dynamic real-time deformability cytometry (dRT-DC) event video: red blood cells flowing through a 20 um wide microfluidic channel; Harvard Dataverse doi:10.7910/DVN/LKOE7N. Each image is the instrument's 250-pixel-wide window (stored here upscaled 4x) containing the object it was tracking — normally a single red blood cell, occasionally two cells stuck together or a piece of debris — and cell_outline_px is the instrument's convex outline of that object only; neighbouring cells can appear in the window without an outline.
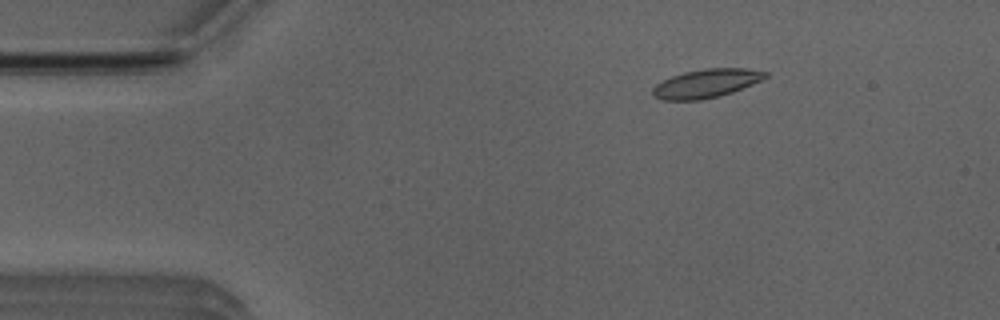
{"species": "Egyptian fruit bat (a non-hibernating species)", "species_latin": "Rousettus aegyptiacus", "temperature_condition": "room temperature", "stored_images_in_passage": 18, "camera_frame_rate_fps": 3000, "um_per_image_px": 0.085, "animal": {"sex": "male"}, "frame": {"image": 1, "passage_image": 1, "time_ms": 0.0, "image_size_px": [1000, 320], "cell_outline_px": [[768, 76], [752, 84], [732, 92], [720, 96], [700, 100], [664, 100], [656, 96], [652, 92], [652, 88], [656, 84], [672, 76], [684, 72], [704, 68], [744, 68], [768, 72]], "centroid_in_image_um": [60.04, 7.08], "position_along_channel_um": 25.0, "area_um2": 18.61}}
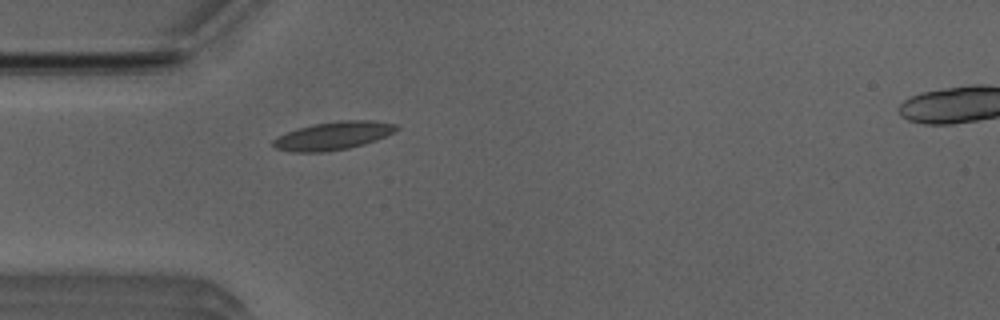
{"frame": {"image": 2, "passage_image": 8, "time_ms": 2.333, "image_size_px": [1000, 320], "cell_outline_px": [[400, 128], [376, 140], [364, 144], [348, 148], [324, 152], [292, 152], [276, 148], [272, 144], [272, 140], [276, 136], [296, 128], [312, 124], [344, 120], [376, 120], [396, 124]], "centroid_in_image_um": [28.29, 11.53], "position_along_channel_um": 56.7, "area_um2": 20.29}}
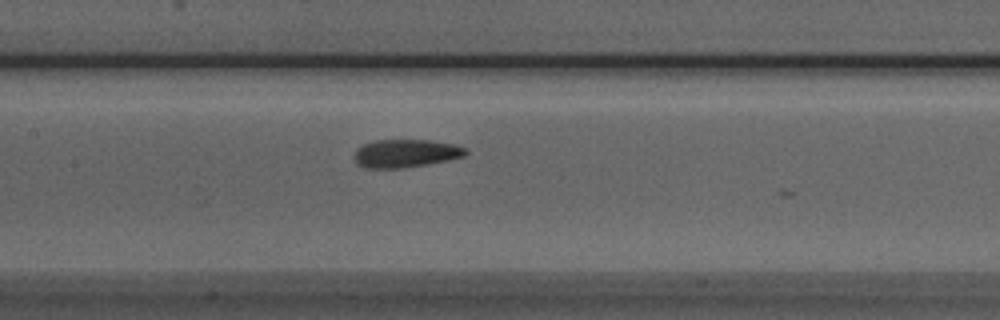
{"frame": {"image": 3, "passage_image": 17, "time_ms": 5.333, "image_size_px": [1000, 320], "cell_outline_px": [[468, 152], [464, 156], [448, 160], [428, 164], [404, 168], [364, 168], [356, 164], [356, 148], [364, 144], [376, 140], [428, 140], [452, 144], [464, 148]], "centroid_in_image_um": [34.46, 13.04], "position_along_channel_um": 172.9, "area_um2": 18.09}}